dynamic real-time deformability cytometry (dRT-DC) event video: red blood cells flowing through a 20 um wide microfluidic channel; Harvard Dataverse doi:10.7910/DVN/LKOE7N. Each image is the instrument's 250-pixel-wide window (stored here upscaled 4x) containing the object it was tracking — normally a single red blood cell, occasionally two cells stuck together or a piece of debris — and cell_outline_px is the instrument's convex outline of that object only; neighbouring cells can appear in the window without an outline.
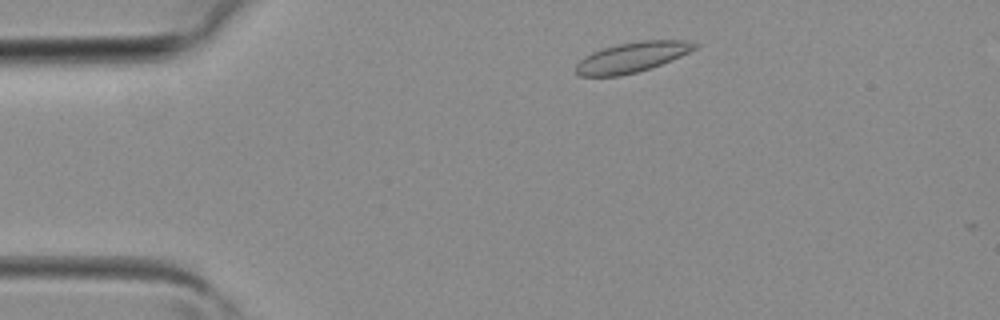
{"species": "common noctule bat (a hibernating species)", "species_latin": "Nyctalus noctula", "temperature_condition": "room temperature", "stored_images_in_passage": 2, "camera_frame_rate_fps": 3000, "um_per_image_px": 0.085, "animal": {"sex": "female", "body_mass_g": 19.3, "forearm_length_mm": 54.1}, "frame": {"image": 1, "passage_image": 1, "time_ms": 0.0, "image_size_px": [1000, 320], "cell_outline_px": [[700, 44], [696, 48], [680, 56], [652, 68], [620, 76], [580, 76], [576, 72], [576, 64], [584, 56], [592, 52], [616, 44], [640, 40], [684, 40]], "centroid_in_image_um": [53.71, 4.86], "position_along_channel_um": 31.3, "area_um2": 20.87}}